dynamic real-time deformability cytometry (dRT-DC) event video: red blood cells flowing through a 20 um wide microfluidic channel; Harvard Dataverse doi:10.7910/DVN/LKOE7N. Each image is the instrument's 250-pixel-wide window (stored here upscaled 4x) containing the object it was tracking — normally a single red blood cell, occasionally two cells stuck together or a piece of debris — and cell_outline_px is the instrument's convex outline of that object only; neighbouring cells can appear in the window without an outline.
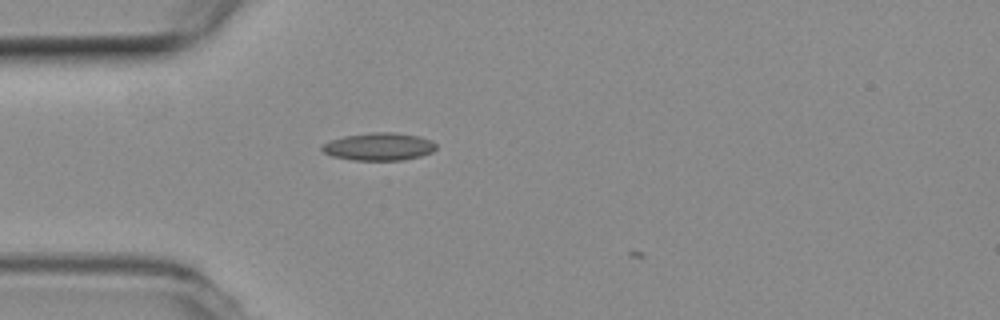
{"species": "common noctule bat (a hibernating species)", "species_latin": "Nyctalus noctula", "temperature_condition": "room temperature", "stored_images_in_passage": 6, "camera_frame_rate_fps": 3000, "um_per_image_px": 0.085, "animal": {"sex": "female", "body_mass_g": 19.3, "forearm_length_mm": 54.1}, "frame": {"image": 1, "passage_image": 2, "time_ms": 0.333, "image_size_px": [1000, 320], "cell_outline_px": [[436, 148], [432, 152], [420, 156], [404, 160], [352, 160], [332, 156], [324, 152], [320, 148], [320, 144], [344, 136], [372, 132], [392, 132], [420, 136], [432, 140], [436, 144]], "centroid_in_image_um": [32.21, 12.46], "position_along_channel_um": 52.8, "area_um2": 18.5}}
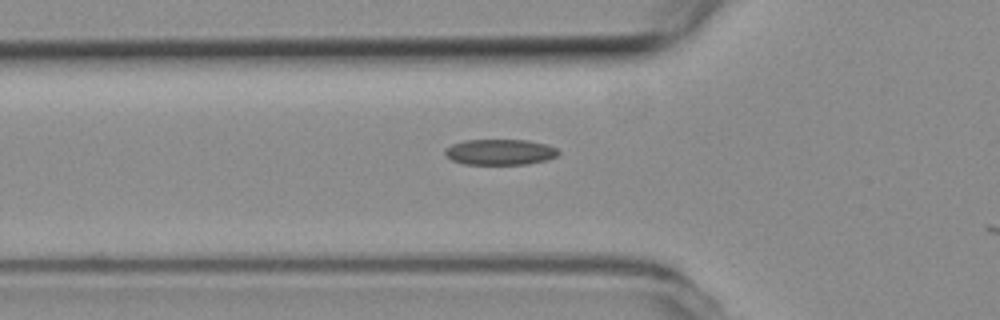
{"frame": {"image": 2, "passage_image": 5, "time_ms": 1.333, "image_size_px": [1000, 320], "cell_outline_px": [[560, 152], [556, 156], [548, 160], [528, 164], [464, 164], [452, 160], [444, 152], [444, 148], [452, 144], [464, 140], [528, 140], [548, 144], [556, 148]], "centroid_in_image_um": [42.52, 12.92], "position_along_channel_um": 83.3, "area_um2": 17.11}}